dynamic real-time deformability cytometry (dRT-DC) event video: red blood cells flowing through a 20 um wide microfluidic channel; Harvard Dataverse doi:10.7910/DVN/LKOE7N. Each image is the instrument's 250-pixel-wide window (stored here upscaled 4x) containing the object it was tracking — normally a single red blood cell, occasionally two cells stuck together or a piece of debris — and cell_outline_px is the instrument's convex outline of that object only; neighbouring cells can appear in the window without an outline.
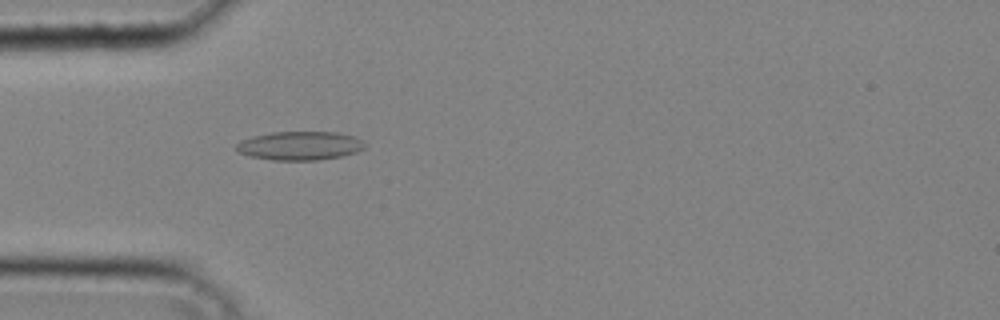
{"species": "common noctule bat (a hibernating species)", "species_latin": "Nyctalus noctula", "temperature_condition": "cold", "stored_images_in_passage": 27, "camera_frame_rate_fps": 3000, "um_per_image_px": 0.085, "animal": {"sex": "male", "body_mass_g": 20.4}, "frame": {"image": 1, "passage_image": 1, "time_ms": 0.0, "image_size_px": [1000, 320], "cell_outline_px": [[368, 144], [364, 148], [356, 152], [344, 156], [316, 160], [272, 160], [248, 156], [236, 152], [236, 144], [240, 140], [252, 136], [272, 132], [336, 132], [356, 136]], "centroid_in_image_um": [25.49, 12.38], "position_along_channel_um": 59.5, "area_um2": 21.85}}
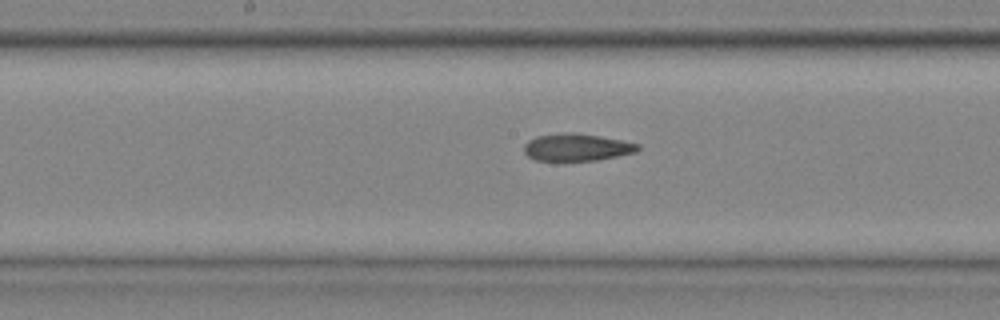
{"frame": {"image": 2, "passage_image": 10, "time_ms": 3.0, "image_size_px": [1000, 320], "cell_outline_px": [[640, 148], [636, 152], [596, 160], [536, 160], [528, 156], [524, 152], [524, 144], [528, 140], [536, 136], [564, 132], [572, 132], [600, 136], [640, 144]], "centroid_in_image_um": [49.01, 12.5], "position_along_channel_um": 199.2, "area_um2": 17.98}}
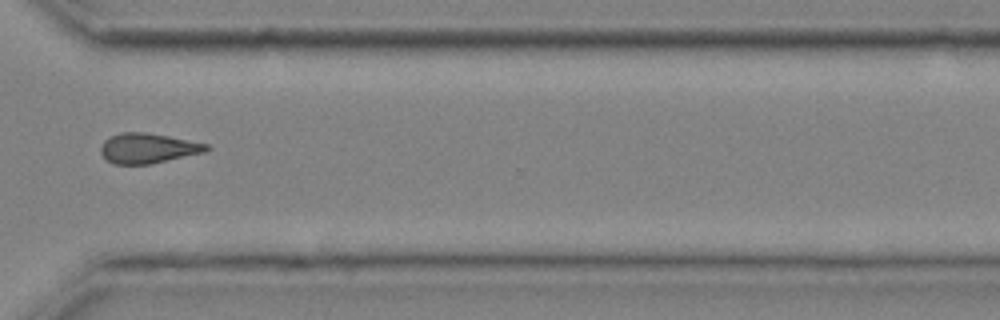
{"frame": {"image": 3, "passage_image": 20, "time_ms": 6.333, "image_size_px": [1000, 320], "cell_outline_px": [[212, 148], [204, 152], [148, 164], [112, 164], [100, 152], [100, 148], [104, 140], [108, 136], [120, 132], [144, 132], [168, 136], [208, 144]], "centroid_in_image_um": [12.54, 12.59], "position_along_channel_um": 358.1, "area_um2": 18.38}}